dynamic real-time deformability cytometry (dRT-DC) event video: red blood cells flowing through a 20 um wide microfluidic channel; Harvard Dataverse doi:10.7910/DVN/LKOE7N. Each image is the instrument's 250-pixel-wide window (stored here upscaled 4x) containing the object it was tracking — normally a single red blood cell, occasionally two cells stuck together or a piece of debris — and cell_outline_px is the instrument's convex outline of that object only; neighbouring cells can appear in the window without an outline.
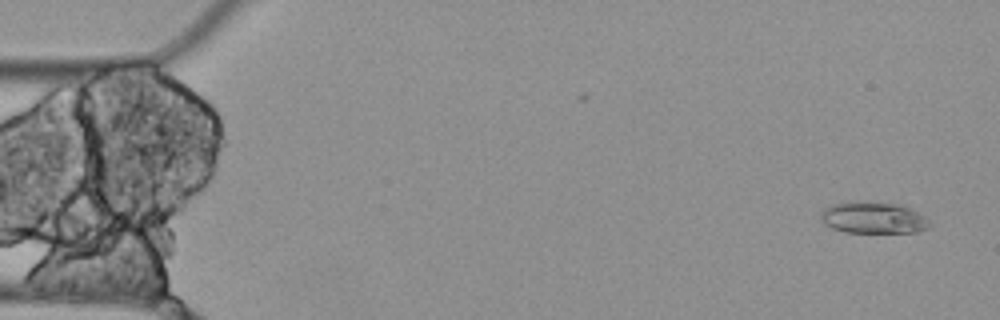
{"species": "Egyptian fruit bat (a non-hibernating species)", "species_latin": "Rousettus aegyptiacus", "temperature_condition": "cold", "stored_images_in_passage": 6, "camera_frame_rate_fps": 3000, "um_per_image_px": 0.085, "animal": {"sex": "female"}, "frame": {"image": 1, "passage_image": 1, "time_ms": 0.0, "image_size_px": [1000, 320], "cell_outline_px": [[932, 224], [928, 228], [916, 232], [844, 232], [832, 228], [824, 224], [820, 220], [820, 212], [824, 208], [832, 204], [896, 204], [908, 208], [924, 216]], "centroid_in_image_um": [74.22, 18.56], "position_along_channel_um": 10.8, "area_um2": 19.19}}